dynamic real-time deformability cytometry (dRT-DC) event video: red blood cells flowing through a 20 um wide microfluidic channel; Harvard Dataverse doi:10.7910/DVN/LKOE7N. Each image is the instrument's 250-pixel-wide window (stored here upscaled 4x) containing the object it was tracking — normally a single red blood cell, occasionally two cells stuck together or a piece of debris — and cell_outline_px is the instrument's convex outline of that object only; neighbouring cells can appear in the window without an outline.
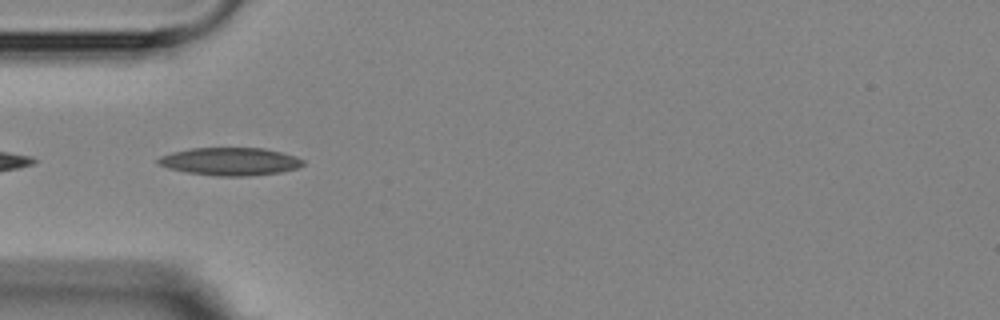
{"species": "Egyptian fruit bat (a non-hibernating species)", "species_latin": "Rousettus aegyptiacus", "temperature_condition": "room temperature", "stored_images_in_passage": 6, "camera_frame_rate_fps": 3000, "um_per_image_px": 0.085, "animal": {"sex": "female"}, "frame": {"image": 1, "passage_image": 4, "time_ms": 4.667, "image_size_px": [1000, 320], "cell_outline_px": [[304, 164], [296, 168], [280, 172], [248, 176], [216, 176], [188, 172], [168, 168], [156, 164], [156, 160], [160, 156], [172, 152], [188, 148], [264, 148], [296, 156], [304, 160]], "centroid_in_image_um": [19.53, 13.72], "position_along_channel_um": 65.5, "area_um2": 23.52}}
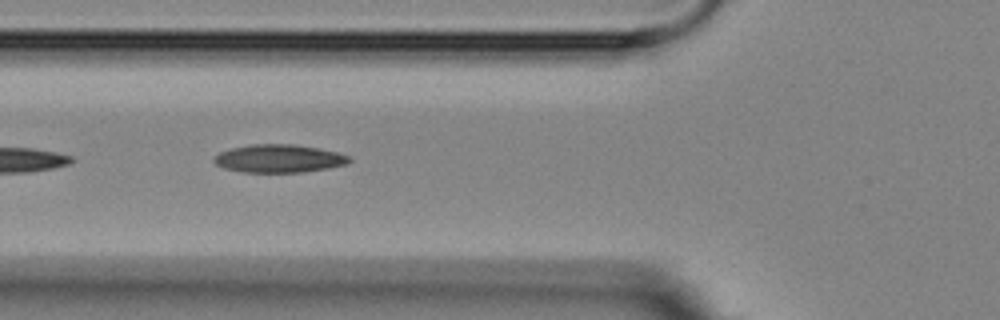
{"frame": {"image": 2, "passage_image": 5, "time_ms": 5.667, "image_size_px": [1000, 320], "cell_outline_px": [[352, 160], [348, 164], [328, 168], [304, 172], [244, 172], [224, 168], [216, 164], [212, 160], [220, 152], [232, 148], [252, 144], [296, 144], [336, 152], [352, 156]], "centroid_in_image_um": [23.75, 13.48], "position_along_channel_um": 102.1, "area_um2": 22.08}}